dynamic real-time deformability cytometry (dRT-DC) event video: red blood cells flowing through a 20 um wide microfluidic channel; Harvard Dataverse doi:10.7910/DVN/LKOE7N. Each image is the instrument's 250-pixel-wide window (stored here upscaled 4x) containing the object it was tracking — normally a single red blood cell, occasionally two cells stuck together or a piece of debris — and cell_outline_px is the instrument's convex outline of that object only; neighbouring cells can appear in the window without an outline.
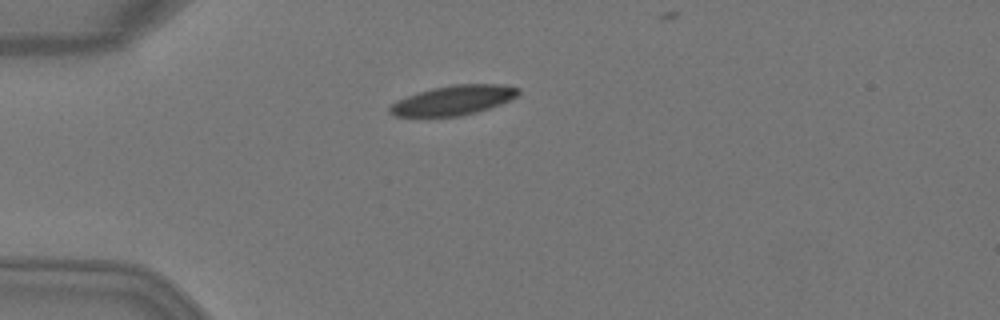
{"species": "Egyptian fruit bat (a non-hibernating species)", "species_latin": "Rousettus aegyptiacus", "temperature_condition": "warm", "stored_images_in_passage": 3, "camera_frame_rate_fps": 3000, "um_per_image_px": 0.085, "animal": {"sex": "female"}, "frame": {"image": 1, "passage_image": 1, "time_ms": 0.0, "image_size_px": [1000, 320], "cell_outline_px": [[520, 92], [516, 96], [500, 104], [476, 112], [460, 116], [392, 116], [388, 112], [388, 108], [396, 100], [432, 88], [456, 84], [504, 84], [520, 88]], "centroid_in_image_um": [38.53, 8.52], "position_along_channel_um": 46.5, "area_um2": 22.02}}